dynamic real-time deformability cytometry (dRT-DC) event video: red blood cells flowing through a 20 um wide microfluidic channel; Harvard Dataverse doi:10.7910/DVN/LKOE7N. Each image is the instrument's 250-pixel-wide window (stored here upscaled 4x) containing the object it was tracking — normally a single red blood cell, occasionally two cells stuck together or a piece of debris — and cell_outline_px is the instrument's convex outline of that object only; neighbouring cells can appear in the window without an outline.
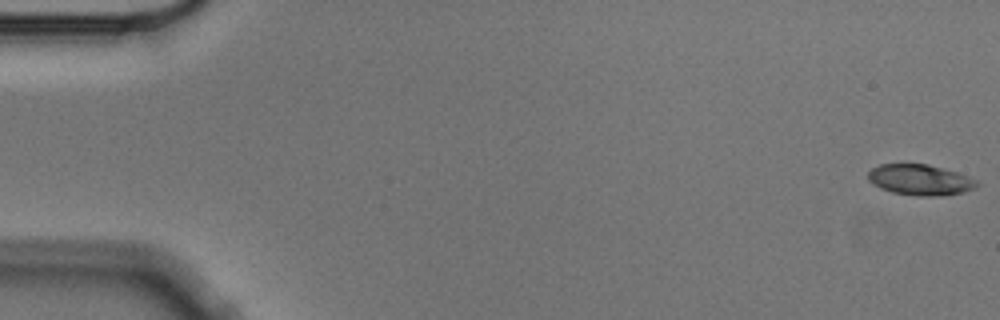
{"species": "Egyptian fruit bat (a non-hibernating species)", "species_latin": "Rousettus aegyptiacus", "temperature_condition": "cold", "stored_images_in_passage": 3, "camera_frame_rate_fps": 3000, "um_per_image_px": 0.085, "animal": {"sex": "male"}, "frame": {"image": 1, "passage_image": 1, "time_ms": 0.0, "image_size_px": [1000, 320], "cell_outline_px": [[980, 184], [976, 188], [964, 192], [940, 196], [920, 196], [892, 192], [880, 188], [872, 184], [868, 180], [868, 172], [872, 168], [880, 164], [928, 164], [956, 172], [976, 180]], "centroid_in_image_um": [78.2, 15.29], "position_along_channel_um": 6.8, "area_um2": 19.48}}
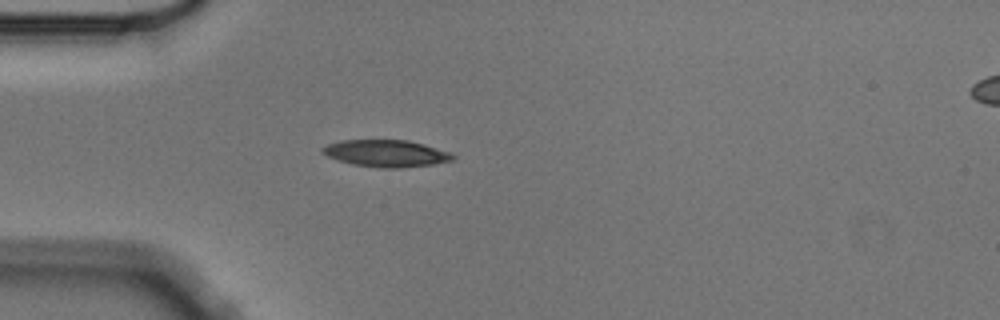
{"frame": {"image": 2, "passage_image": 3, "time_ms": 0.667, "image_size_px": [1000, 320], "cell_outline_px": [[456, 156], [452, 160], [432, 164], [400, 168], [380, 168], [352, 164], [336, 160], [320, 152], [320, 148], [328, 144], [340, 140], [408, 140], [424, 144], [448, 152]], "centroid_in_image_um": [32.76, 13.03], "position_along_channel_um": 52.2, "area_um2": 20.46}}